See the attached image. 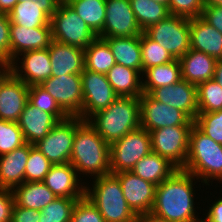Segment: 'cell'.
Segmentation results:
<instances>
[{
  "label": "cell",
  "mask_w": 222,
  "mask_h": 222,
  "mask_svg": "<svg viewBox=\"0 0 222 222\" xmlns=\"http://www.w3.org/2000/svg\"><path fill=\"white\" fill-rule=\"evenodd\" d=\"M179 62L182 79L198 86L204 81L213 79L217 60L204 52L190 49Z\"/></svg>",
  "instance_id": "d4e9b609"
},
{
  "label": "cell",
  "mask_w": 222,
  "mask_h": 222,
  "mask_svg": "<svg viewBox=\"0 0 222 222\" xmlns=\"http://www.w3.org/2000/svg\"><path fill=\"white\" fill-rule=\"evenodd\" d=\"M209 205L210 207L205 210L207 213L202 214L206 215L202 222H222V197H219L212 205Z\"/></svg>",
  "instance_id": "c3c4849f"
},
{
  "label": "cell",
  "mask_w": 222,
  "mask_h": 222,
  "mask_svg": "<svg viewBox=\"0 0 222 222\" xmlns=\"http://www.w3.org/2000/svg\"><path fill=\"white\" fill-rule=\"evenodd\" d=\"M117 64L138 70L142 74L140 36L104 38Z\"/></svg>",
  "instance_id": "4316f807"
},
{
  "label": "cell",
  "mask_w": 222,
  "mask_h": 222,
  "mask_svg": "<svg viewBox=\"0 0 222 222\" xmlns=\"http://www.w3.org/2000/svg\"><path fill=\"white\" fill-rule=\"evenodd\" d=\"M30 144L0 155V187L13 190L25 182V167L29 157Z\"/></svg>",
  "instance_id": "cb8c5ba5"
},
{
  "label": "cell",
  "mask_w": 222,
  "mask_h": 222,
  "mask_svg": "<svg viewBox=\"0 0 222 222\" xmlns=\"http://www.w3.org/2000/svg\"><path fill=\"white\" fill-rule=\"evenodd\" d=\"M138 222H173L165 218H161L152 212L144 213L138 216Z\"/></svg>",
  "instance_id": "681fc988"
},
{
  "label": "cell",
  "mask_w": 222,
  "mask_h": 222,
  "mask_svg": "<svg viewBox=\"0 0 222 222\" xmlns=\"http://www.w3.org/2000/svg\"><path fill=\"white\" fill-rule=\"evenodd\" d=\"M28 94L29 86L10 71L0 82V120L17 122Z\"/></svg>",
  "instance_id": "ac0fdd59"
},
{
  "label": "cell",
  "mask_w": 222,
  "mask_h": 222,
  "mask_svg": "<svg viewBox=\"0 0 222 222\" xmlns=\"http://www.w3.org/2000/svg\"><path fill=\"white\" fill-rule=\"evenodd\" d=\"M26 144L17 122L0 120V155L6 154Z\"/></svg>",
  "instance_id": "ab89813d"
},
{
  "label": "cell",
  "mask_w": 222,
  "mask_h": 222,
  "mask_svg": "<svg viewBox=\"0 0 222 222\" xmlns=\"http://www.w3.org/2000/svg\"><path fill=\"white\" fill-rule=\"evenodd\" d=\"M213 79L222 87V59L216 62Z\"/></svg>",
  "instance_id": "f5cc1de1"
},
{
  "label": "cell",
  "mask_w": 222,
  "mask_h": 222,
  "mask_svg": "<svg viewBox=\"0 0 222 222\" xmlns=\"http://www.w3.org/2000/svg\"><path fill=\"white\" fill-rule=\"evenodd\" d=\"M52 40L85 49L97 35L67 3L60 2L50 19Z\"/></svg>",
  "instance_id": "8992f818"
},
{
  "label": "cell",
  "mask_w": 222,
  "mask_h": 222,
  "mask_svg": "<svg viewBox=\"0 0 222 222\" xmlns=\"http://www.w3.org/2000/svg\"><path fill=\"white\" fill-rule=\"evenodd\" d=\"M12 192L18 206L40 211L58 198L43 182H24Z\"/></svg>",
  "instance_id": "f546056e"
},
{
  "label": "cell",
  "mask_w": 222,
  "mask_h": 222,
  "mask_svg": "<svg viewBox=\"0 0 222 222\" xmlns=\"http://www.w3.org/2000/svg\"><path fill=\"white\" fill-rule=\"evenodd\" d=\"M182 169L194 175L204 186L209 187L210 180L222 183V145L195 124L190 131L188 155Z\"/></svg>",
  "instance_id": "277c9868"
},
{
  "label": "cell",
  "mask_w": 222,
  "mask_h": 222,
  "mask_svg": "<svg viewBox=\"0 0 222 222\" xmlns=\"http://www.w3.org/2000/svg\"><path fill=\"white\" fill-rule=\"evenodd\" d=\"M204 6H221L222 0H203Z\"/></svg>",
  "instance_id": "11a10c76"
},
{
  "label": "cell",
  "mask_w": 222,
  "mask_h": 222,
  "mask_svg": "<svg viewBox=\"0 0 222 222\" xmlns=\"http://www.w3.org/2000/svg\"><path fill=\"white\" fill-rule=\"evenodd\" d=\"M143 93L149 94L153 89L171 85L179 82L181 77V66L179 59L167 64L158 65L146 69L142 73Z\"/></svg>",
  "instance_id": "4dcf8cb0"
},
{
  "label": "cell",
  "mask_w": 222,
  "mask_h": 222,
  "mask_svg": "<svg viewBox=\"0 0 222 222\" xmlns=\"http://www.w3.org/2000/svg\"><path fill=\"white\" fill-rule=\"evenodd\" d=\"M52 163L32 144L25 167V182H43Z\"/></svg>",
  "instance_id": "f35d334b"
},
{
  "label": "cell",
  "mask_w": 222,
  "mask_h": 222,
  "mask_svg": "<svg viewBox=\"0 0 222 222\" xmlns=\"http://www.w3.org/2000/svg\"><path fill=\"white\" fill-rule=\"evenodd\" d=\"M142 73L153 66L167 64L175 58L161 45L150 39L144 32L140 35Z\"/></svg>",
  "instance_id": "e575fe53"
},
{
  "label": "cell",
  "mask_w": 222,
  "mask_h": 222,
  "mask_svg": "<svg viewBox=\"0 0 222 222\" xmlns=\"http://www.w3.org/2000/svg\"><path fill=\"white\" fill-rule=\"evenodd\" d=\"M142 33L130 0H106L103 30L97 35L98 37H133Z\"/></svg>",
  "instance_id": "5bb4252c"
},
{
  "label": "cell",
  "mask_w": 222,
  "mask_h": 222,
  "mask_svg": "<svg viewBox=\"0 0 222 222\" xmlns=\"http://www.w3.org/2000/svg\"><path fill=\"white\" fill-rule=\"evenodd\" d=\"M70 222H106L97 207L83 197L76 201Z\"/></svg>",
  "instance_id": "b9f144b4"
},
{
  "label": "cell",
  "mask_w": 222,
  "mask_h": 222,
  "mask_svg": "<svg viewBox=\"0 0 222 222\" xmlns=\"http://www.w3.org/2000/svg\"><path fill=\"white\" fill-rule=\"evenodd\" d=\"M142 74L135 69L115 64L107 73L106 77L114 92L119 97L139 98L143 94Z\"/></svg>",
  "instance_id": "484cf974"
},
{
  "label": "cell",
  "mask_w": 222,
  "mask_h": 222,
  "mask_svg": "<svg viewBox=\"0 0 222 222\" xmlns=\"http://www.w3.org/2000/svg\"><path fill=\"white\" fill-rule=\"evenodd\" d=\"M149 95L156 101L183 111L193 121L198 115L197 86L186 80L155 88Z\"/></svg>",
  "instance_id": "e0dca14e"
},
{
  "label": "cell",
  "mask_w": 222,
  "mask_h": 222,
  "mask_svg": "<svg viewBox=\"0 0 222 222\" xmlns=\"http://www.w3.org/2000/svg\"><path fill=\"white\" fill-rule=\"evenodd\" d=\"M83 107L80 118L87 121L93 114L106 109L119 96L107 80L106 74L84 69L81 73Z\"/></svg>",
  "instance_id": "7c38bea8"
},
{
  "label": "cell",
  "mask_w": 222,
  "mask_h": 222,
  "mask_svg": "<svg viewBox=\"0 0 222 222\" xmlns=\"http://www.w3.org/2000/svg\"><path fill=\"white\" fill-rule=\"evenodd\" d=\"M194 124L208 137L222 145V110L198 113Z\"/></svg>",
  "instance_id": "60d3db41"
},
{
  "label": "cell",
  "mask_w": 222,
  "mask_h": 222,
  "mask_svg": "<svg viewBox=\"0 0 222 222\" xmlns=\"http://www.w3.org/2000/svg\"><path fill=\"white\" fill-rule=\"evenodd\" d=\"M10 24L8 14L0 13V61L10 64Z\"/></svg>",
  "instance_id": "ee69618b"
},
{
  "label": "cell",
  "mask_w": 222,
  "mask_h": 222,
  "mask_svg": "<svg viewBox=\"0 0 222 222\" xmlns=\"http://www.w3.org/2000/svg\"><path fill=\"white\" fill-rule=\"evenodd\" d=\"M19 0H0V13L9 14Z\"/></svg>",
  "instance_id": "816d5d0a"
},
{
  "label": "cell",
  "mask_w": 222,
  "mask_h": 222,
  "mask_svg": "<svg viewBox=\"0 0 222 222\" xmlns=\"http://www.w3.org/2000/svg\"><path fill=\"white\" fill-rule=\"evenodd\" d=\"M130 3L142 31L170 15L166 4L154 0H130Z\"/></svg>",
  "instance_id": "836d02e7"
},
{
  "label": "cell",
  "mask_w": 222,
  "mask_h": 222,
  "mask_svg": "<svg viewBox=\"0 0 222 222\" xmlns=\"http://www.w3.org/2000/svg\"><path fill=\"white\" fill-rule=\"evenodd\" d=\"M85 69L106 74L115 64L114 56L104 38L96 37L92 43L84 49Z\"/></svg>",
  "instance_id": "1f68e13d"
},
{
  "label": "cell",
  "mask_w": 222,
  "mask_h": 222,
  "mask_svg": "<svg viewBox=\"0 0 222 222\" xmlns=\"http://www.w3.org/2000/svg\"><path fill=\"white\" fill-rule=\"evenodd\" d=\"M191 128L192 126H172L150 131L151 151L182 169L188 155Z\"/></svg>",
  "instance_id": "30bf717a"
},
{
  "label": "cell",
  "mask_w": 222,
  "mask_h": 222,
  "mask_svg": "<svg viewBox=\"0 0 222 222\" xmlns=\"http://www.w3.org/2000/svg\"><path fill=\"white\" fill-rule=\"evenodd\" d=\"M203 8V0H169L168 2L170 14L188 19L201 16Z\"/></svg>",
  "instance_id": "7bdbcfd3"
},
{
  "label": "cell",
  "mask_w": 222,
  "mask_h": 222,
  "mask_svg": "<svg viewBox=\"0 0 222 222\" xmlns=\"http://www.w3.org/2000/svg\"><path fill=\"white\" fill-rule=\"evenodd\" d=\"M151 152L150 133L141 126L110 144L111 174L131 171L135 164Z\"/></svg>",
  "instance_id": "ba28073f"
},
{
  "label": "cell",
  "mask_w": 222,
  "mask_h": 222,
  "mask_svg": "<svg viewBox=\"0 0 222 222\" xmlns=\"http://www.w3.org/2000/svg\"><path fill=\"white\" fill-rule=\"evenodd\" d=\"M28 102L41 111L52 114L58 121L68 116L61 110L55 99L41 86H29Z\"/></svg>",
  "instance_id": "74e56055"
},
{
  "label": "cell",
  "mask_w": 222,
  "mask_h": 222,
  "mask_svg": "<svg viewBox=\"0 0 222 222\" xmlns=\"http://www.w3.org/2000/svg\"><path fill=\"white\" fill-rule=\"evenodd\" d=\"M176 170L178 168L167 158L151 151L135 164L131 172L158 186Z\"/></svg>",
  "instance_id": "f1b7e54d"
},
{
  "label": "cell",
  "mask_w": 222,
  "mask_h": 222,
  "mask_svg": "<svg viewBox=\"0 0 222 222\" xmlns=\"http://www.w3.org/2000/svg\"><path fill=\"white\" fill-rule=\"evenodd\" d=\"M10 72V64L0 61V82Z\"/></svg>",
  "instance_id": "db71d44e"
},
{
  "label": "cell",
  "mask_w": 222,
  "mask_h": 222,
  "mask_svg": "<svg viewBox=\"0 0 222 222\" xmlns=\"http://www.w3.org/2000/svg\"><path fill=\"white\" fill-rule=\"evenodd\" d=\"M59 5L16 4L9 12L11 24L28 28L43 27L50 24V19Z\"/></svg>",
  "instance_id": "83f0119b"
},
{
  "label": "cell",
  "mask_w": 222,
  "mask_h": 222,
  "mask_svg": "<svg viewBox=\"0 0 222 222\" xmlns=\"http://www.w3.org/2000/svg\"><path fill=\"white\" fill-rule=\"evenodd\" d=\"M140 125L148 132L172 126H193L191 120L183 111L156 101L149 94L139 97Z\"/></svg>",
  "instance_id": "4fadbf2b"
},
{
  "label": "cell",
  "mask_w": 222,
  "mask_h": 222,
  "mask_svg": "<svg viewBox=\"0 0 222 222\" xmlns=\"http://www.w3.org/2000/svg\"><path fill=\"white\" fill-rule=\"evenodd\" d=\"M154 1L166 4L167 6H168V2H169V0H154Z\"/></svg>",
  "instance_id": "9f6ffc18"
},
{
  "label": "cell",
  "mask_w": 222,
  "mask_h": 222,
  "mask_svg": "<svg viewBox=\"0 0 222 222\" xmlns=\"http://www.w3.org/2000/svg\"><path fill=\"white\" fill-rule=\"evenodd\" d=\"M48 51L53 77L81 74L85 69V53L84 49L80 47L52 40Z\"/></svg>",
  "instance_id": "44dd1931"
},
{
  "label": "cell",
  "mask_w": 222,
  "mask_h": 222,
  "mask_svg": "<svg viewBox=\"0 0 222 222\" xmlns=\"http://www.w3.org/2000/svg\"><path fill=\"white\" fill-rule=\"evenodd\" d=\"M60 0H19L17 4L59 5Z\"/></svg>",
  "instance_id": "f907efd6"
},
{
  "label": "cell",
  "mask_w": 222,
  "mask_h": 222,
  "mask_svg": "<svg viewBox=\"0 0 222 222\" xmlns=\"http://www.w3.org/2000/svg\"><path fill=\"white\" fill-rule=\"evenodd\" d=\"M51 41V24L28 29L10 24V63L23 52L48 48Z\"/></svg>",
  "instance_id": "ffe728a7"
},
{
  "label": "cell",
  "mask_w": 222,
  "mask_h": 222,
  "mask_svg": "<svg viewBox=\"0 0 222 222\" xmlns=\"http://www.w3.org/2000/svg\"><path fill=\"white\" fill-rule=\"evenodd\" d=\"M82 181L76 169L68 162L52 165L43 183L57 197L81 199L85 196V181Z\"/></svg>",
  "instance_id": "d6986e66"
},
{
  "label": "cell",
  "mask_w": 222,
  "mask_h": 222,
  "mask_svg": "<svg viewBox=\"0 0 222 222\" xmlns=\"http://www.w3.org/2000/svg\"><path fill=\"white\" fill-rule=\"evenodd\" d=\"M66 2L96 35L103 30L106 0H68Z\"/></svg>",
  "instance_id": "d6a6232c"
},
{
  "label": "cell",
  "mask_w": 222,
  "mask_h": 222,
  "mask_svg": "<svg viewBox=\"0 0 222 222\" xmlns=\"http://www.w3.org/2000/svg\"><path fill=\"white\" fill-rule=\"evenodd\" d=\"M40 210L23 208L16 203L12 209L11 222H40Z\"/></svg>",
  "instance_id": "bcb514c9"
},
{
  "label": "cell",
  "mask_w": 222,
  "mask_h": 222,
  "mask_svg": "<svg viewBox=\"0 0 222 222\" xmlns=\"http://www.w3.org/2000/svg\"><path fill=\"white\" fill-rule=\"evenodd\" d=\"M87 122L110 145L141 126L139 98L118 97Z\"/></svg>",
  "instance_id": "3957f363"
},
{
  "label": "cell",
  "mask_w": 222,
  "mask_h": 222,
  "mask_svg": "<svg viewBox=\"0 0 222 222\" xmlns=\"http://www.w3.org/2000/svg\"><path fill=\"white\" fill-rule=\"evenodd\" d=\"M150 39L180 59L190 49V19L170 14L143 31Z\"/></svg>",
  "instance_id": "52a82bcc"
},
{
  "label": "cell",
  "mask_w": 222,
  "mask_h": 222,
  "mask_svg": "<svg viewBox=\"0 0 222 222\" xmlns=\"http://www.w3.org/2000/svg\"><path fill=\"white\" fill-rule=\"evenodd\" d=\"M59 121L47 112L31 105H25L17 121L26 143L36 144L43 139Z\"/></svg>",
  "instance_id": "7402d4cb"
},
{
  "label": "cell",
  "mask_w": 222,
  "mask_h": 222,
  "mask_svg": "<svg viewBox=\"0 0 222 222\" xmlns=\"http://www.w3.org/2000/svg\"><path fill=\"white\" fill-rule=\"evenodd\" d=\"M92 179V186L85 183V197L97 207L106 222H138V216L128 206L120 181L114 174Z\"/></svg>",
  "instance_id": "5b68a950"
},
{
  "label": "cell",
  "mask_w": 222,
  "mask_h": 222,
  "mask_svg": "<svg viewBox=\"0 0 222 222\" xmlns=\"http://www.w3.org/2000/svg\"><path fill=\"white\" fill-rule=\"evenodd\" d=\"M15 199L12 190L0 187V222H11Z\"/></svg>",
  "instance_id": "f6af8a7d"
},
{
  "label": "cell",
  "mask_w": 222,
  "mask_h": 222,
  "mask_svg": "<svg viewBox=\"0 0 222 222\" xmlns=\"http://www.w3.org/2000/svg\"><path fill=\"white\" fill-rule=\"evenodd\" d=\"M190 47L215 60L222 59V34L201 16L190 19Z\"/></svg>",
  "instance_id": "603a6c76"
},
{
  "label": "cell",
  "mask_w": 222,
  "mask_h": 222,
  "mask_svg": "<svg viewBox=\"0 0 222 222\" xmlns=\"http://www.w3.org/2000/svg\"><path fill=\"white\" fill-rule=\"evenodd\" d=\"M67 197H58L41 210L40 222H70L76 201Z\"/></svg>",
  "instance_id": "8d00e7d4"
},
{
  "label": "cell",
  "mask_w": 222,
  "mask_h": 222,
  "mask_svg": "<svg viewBox=\"0 0 222 222\" xmlns=\"http://www.w3.org/2000/svg\"><path fill=\"white\" fill-rule=\"evenodd\" d=\"M201 17L222 34V5L204 6Z\"/></svg>",
  "instance_id": "7dc6e473"
},
{
  "label": "cell",
  "mask_w": 222,
  "mask_h": 222,
  "mask_svg": "<svg viewBox=\"0 0 222 222\" xmlns=\"http://www.w3.org/2000/svg\"><path fill=\"white\" fill-rule=\"evenodd\" d=\"M41 86L55 99L68 117H80L83 107L81 74L51 76Z\"/></svg>",
  "instance_id": "8fae6325"
},
{
  "label": "cell",
  "mask_w": 222,
  "mask_h": 222,
  "mask_svg": "<svg viewBox=\"0 0 222 222\" xmlns=\"http://www.w3.org/2000/svg\"><path fill=\"white\" fill-rule=\"evenodd\" d=\"M196 181L200 182L191 173L183 169L176 170L156 186L151 212L173 222H202L203 218L202 216L199 218L197 208L194 206Z\"/></svg>",
  "instance_id": "6da1fadb"
},
{
  "label": "cell",
  "mask_w": 222,
  "mask_h": 222,
  "mask_svg": "<svg viewBox=\"0 0 222 222\" xmlns=\"http://www.w3.org/2000/svg\"><path fill=\"white\" fill-rule=\"evenodd\" d=\"M69 163L80 178L89 175V178H95L111 173L110 145L87 121L76 129Z\"/></svg>",
  "instance_id": "7a4b0ae2"
},
{
  "label": "cell",
  "mask_w": 222,
  "mask_h": 222,
  "mask_svg": "<svg viewBox=\"0 0 222 222\" xmlns=\"http://www.w3.org/2000/svg\"><path fill=\"white\" fill-rule=\"evenodd\" d=\"M120 181L123 196L133 212L140 216L151 212L155 201L156 185L131 171L114 173Z\"/></svg>",
  "instance_id": "2e32d148"
},
{
  "label": "cell",
  "mask_w": 222,
  "mask_h": 222,
  "mask_svg": "<svg viewBox=\"0 0 222 222\" xmlns=\"http://www.w3.org/2000/svg\"><path fill=\"white\" fill-rule=\"evenodd\" d=\"M197 95L198 113L222 110V87L214 79L199 84Z\"/></svg>",
  "instance_id": "d590c367"
},
{
  "label": "cell",
  "mask_w": 222,
  "mask_h": 222,
  "mask_svg": "<svg viewBox=\"0 0 222 222\" xmlns=\"http://www.w3.org/2000/svg\"><path fill=\"white\" fill-rule=\"evenodd\" d=\"M10 71L28 86L41 85L52 73L48 48L21 53L10 63Z\"/></svg>",
  "instance_id": "9a60e30c"
},
{
  "label": "cell",
  "mask_w": 222,
  "mask_h": 222,
  "mask_svg": "<svg viewBox=\"0 0 222 222\" xmlns=\"http://www.w3.org/2000/svg\"><path fill=\"white\" fill-rule=\"evenodd\" d=\"M84 122L80 117H67L59 121L34 146L53 164L70 161L76 129Z\"/></svg>",
  "instance_id": "9c48e42d"
}]
</instances>
